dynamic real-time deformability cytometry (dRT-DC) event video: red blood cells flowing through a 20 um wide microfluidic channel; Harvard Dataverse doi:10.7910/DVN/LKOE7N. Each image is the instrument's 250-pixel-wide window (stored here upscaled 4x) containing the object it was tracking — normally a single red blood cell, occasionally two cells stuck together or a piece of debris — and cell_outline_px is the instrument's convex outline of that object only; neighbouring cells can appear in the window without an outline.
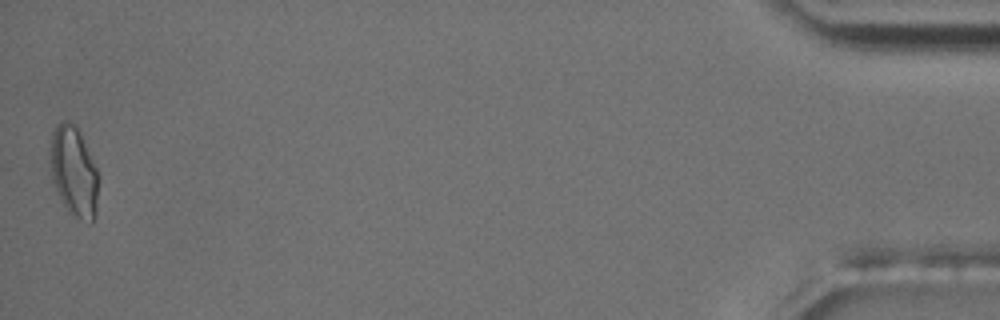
{"species": "common noctule bat (a hibernating species)", "species_latin": "Nyctalus noctula", "temperature_condition": "room temperature", "stored_images_in_passage": 40, "camera_frame_rate_fps": 3000, "um_per_image_px": 0.085, "animal": {"sex": "male", "body_mass_g": 17.5, "forearm_length_mm": 52.3}, "frame": {"image": 1, "passage_image": 40, "time_ms": 13.0, "image_size_px": [1000, 320], "cell_outline_px": [[100, 176], [96, 212], [92, 224], [88, 224], [68, 212], [52, 180], [48, 152], [52, 132], [56, 124], [60, 120], [68, 120], [76, 128]], "centroid_in_image_um": [6.26, 14.61], "position_along_channel_um": 428.9, "area_um2": 25.55}, "authors_computed_cell_mechanics": {"area_um2": 19.4497, "velocity_mm_per_s": 3.6238, "shape_relaxation_time_tau1_ms": null, "shape_relaxation_time_tau2_ms": 3.3371, "deformation_change_tau1": null, "deformation_change_tau2": 0.0975}}